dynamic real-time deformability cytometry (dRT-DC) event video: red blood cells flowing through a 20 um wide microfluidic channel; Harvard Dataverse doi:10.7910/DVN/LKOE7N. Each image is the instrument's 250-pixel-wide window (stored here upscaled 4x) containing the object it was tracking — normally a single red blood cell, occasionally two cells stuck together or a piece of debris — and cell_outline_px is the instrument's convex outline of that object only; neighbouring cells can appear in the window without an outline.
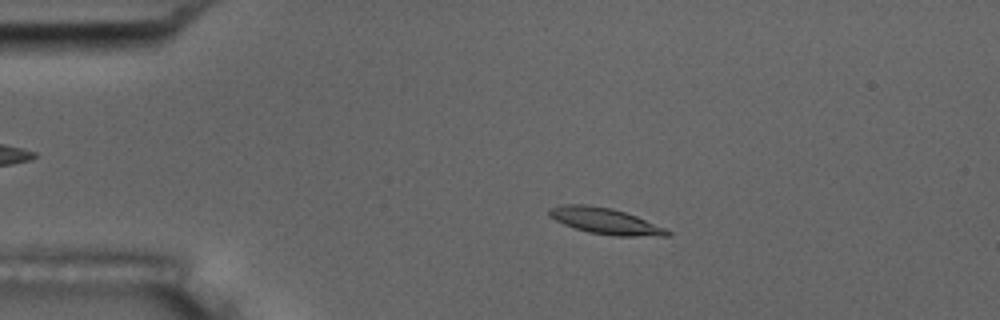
{"species": "common noctule bat (a hibernating species)", "species_latin": "Nyctalus noctula", "temperature_condition": "room temperature", "stored_images_in_passage": 54, "camera_frame_rate_fps": 3000, "um_per_image_px": 0.085, "animal": {"sex": "male", "body_mass_g": 17.5, "forearm_length_mm": 52.3}, "frame": {"image": 1, "passage_image": 11, "time_ms": 3.333, "image_size_px": [1000, 320], "cell_outline_px": [[672, 236], [616, 236], [588, 232], [564, 224], [548, 216], [548, 208], [560, 204], [584, 204], [612, 208], [636, 216], [664, 228], [672, 232]], "centroid_in_image_um": [51.42, 18.78], "position_along_channel_um": 33.6, "area_um2": 17.92}}
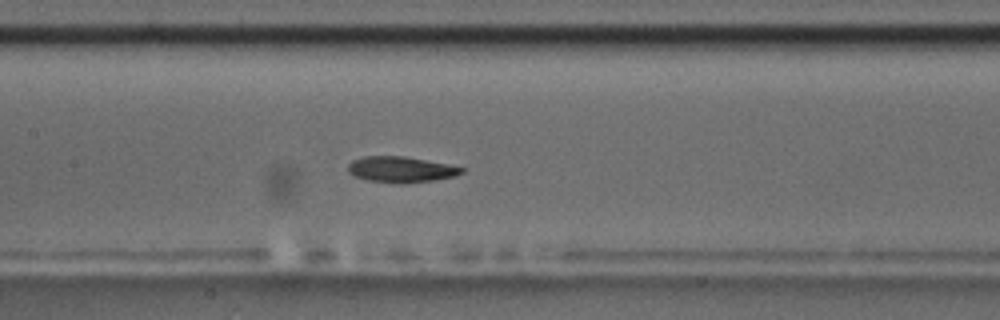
{"frame": {"image": 2, "passage_image": 26, "time_ms": 8.333, "image_size_px": [1000, 320], "cell_outline_px": [[464, 172], [456, 176], [436, 180], [404, 184], [396, 184], [368, 180], [352, 176], [348, 172], [348, 164], [352, 160], [364, 156], [404, 156], [464, 168]], "centroid_in_image_um": [34.04, 14.42], "position_along_channel_um": 173.4, "area_um2": 17.22}}
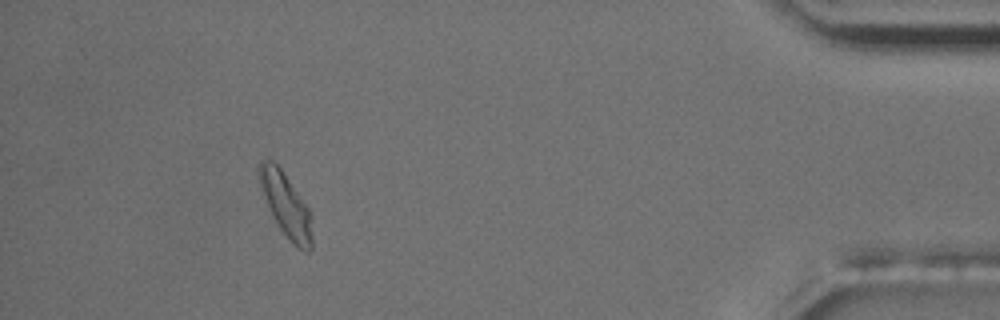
{"frame": {"image": 3, "passage_image": 50, "time_ms": 16.333, "image_size_px": [1000, 320], "cell_outline_px": [[312, 248], [308, 252], [292, 244], [280, 228], [272, 216], [264, 196], [256, 172], [260, 160], [272, 160], [280, 168], [312, 212]], "centroid_in_image_um": [24.31, 17.42], "position_along_channel_um": 410.9, "area_um2": 19.65}, "authors_computed_cell_mechanics": {"area_um2": 17.3111, "velocity_mm_per_s": 3.6886, "shape_relaxation_time_tau1_ms": null, "shape_relaxation_time_tau2_ms": 10.2377, "deformation_change_tau1": null, "deformation_change_tau2": 0.1792}}